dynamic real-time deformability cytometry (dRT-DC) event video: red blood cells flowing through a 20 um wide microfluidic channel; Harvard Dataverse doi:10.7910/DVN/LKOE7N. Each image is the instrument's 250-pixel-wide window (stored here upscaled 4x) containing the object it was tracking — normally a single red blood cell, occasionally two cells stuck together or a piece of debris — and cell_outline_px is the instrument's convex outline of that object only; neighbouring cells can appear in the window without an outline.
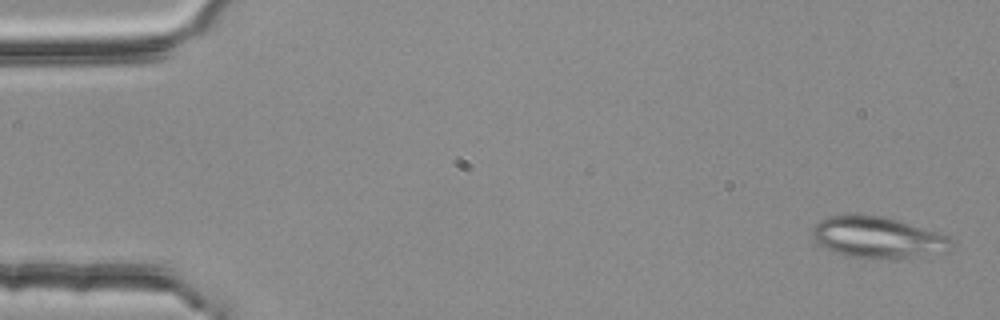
{"species": "common noctule bat (a hibernating species)", "species_latin": "Nyctalus noctula", "temperature_condition": "room temperature", "stored_images_in_passage": 4, "camera_frame_rate_fps": 3000, "um_per_image_px": 0.085, "animal": {"sex": "female", "body_mass_g": 25.1}, "frame": {"image": 1, "passage_image": 1, "time_ms": 0.0, "image_size_px": [1000, 320], "cell_outline_px": [[952, 248], [948, 252], [916, 256], [848, 256], [836, 252], [816, 244], [812, 236], [812, 228], [820, 220], [832, 216], [880, 216], [896, 220], [948, 236], [952, 240]], "centroid_in_image_um": [74.59, 20.17], "position_along_channel_um": 10.4, "area_um2": 32.02}}